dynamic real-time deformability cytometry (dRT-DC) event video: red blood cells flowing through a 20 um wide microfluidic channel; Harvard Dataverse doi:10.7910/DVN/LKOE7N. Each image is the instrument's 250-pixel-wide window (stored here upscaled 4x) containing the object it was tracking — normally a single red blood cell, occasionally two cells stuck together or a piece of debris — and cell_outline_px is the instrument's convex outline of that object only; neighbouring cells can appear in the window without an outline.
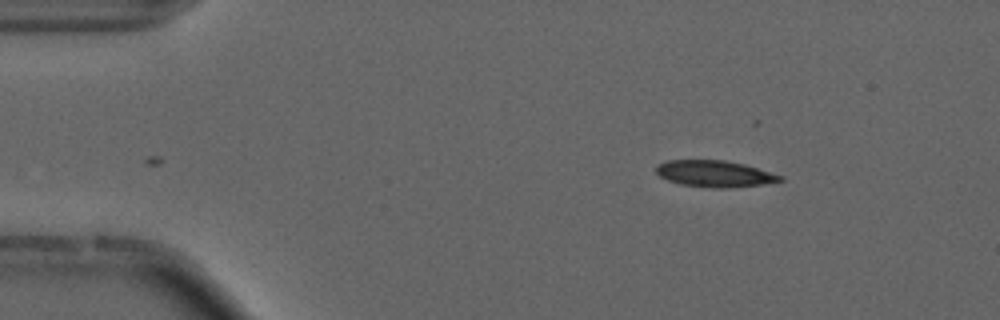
{"species": "common noctule bat (a hibernating species)", "species_latin": "Nyctalus noctula", "temperature_condition": "cold", "stored_images_in_passage": 44, "camera_frame_rate_fps": 3000, "um_per_image_px": 0.085, "animal": {"sex": "male", "forearm_length_mm": 52.5}, "frame": {"image": 1, "passage_image": 1, "time_ms": 0.0, "image_size_px": [1000, 320], "cell_outline_px": [[784, 180], [760, 184], [728, 188], [712, 188], [680, 184], [668, 180], [660, 176], [656, 172], [656, 164], [668, 160], [724, 160], [744, 164], [784, 176]], "centroid_in_image_um": [60.72, 14.76], "position_along_channel_um": 24.3, "area_um2": 19.07}}
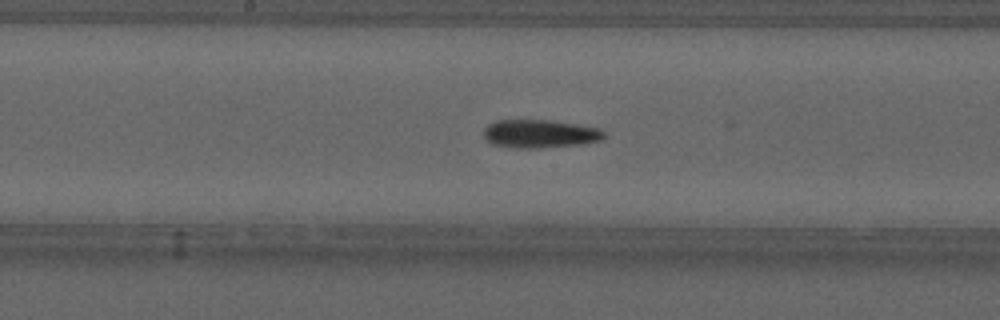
{"frame": {"image": 2, "passage_image": 21, "time_ms": 6.667, "image_size_px": [1000, 320], "cell_outline_px": [[608, 136], [600, 140], [580, 144], [540, 148], [516, 148], [492, 144], [484, 136], [484, 128], [488, 124], [496, 120], [544, 120], [600, 128]], "centroid_in_image_um": [45.88, 11.37], "position_along_channel_um": 202.3, "area_um2": 19.65}}